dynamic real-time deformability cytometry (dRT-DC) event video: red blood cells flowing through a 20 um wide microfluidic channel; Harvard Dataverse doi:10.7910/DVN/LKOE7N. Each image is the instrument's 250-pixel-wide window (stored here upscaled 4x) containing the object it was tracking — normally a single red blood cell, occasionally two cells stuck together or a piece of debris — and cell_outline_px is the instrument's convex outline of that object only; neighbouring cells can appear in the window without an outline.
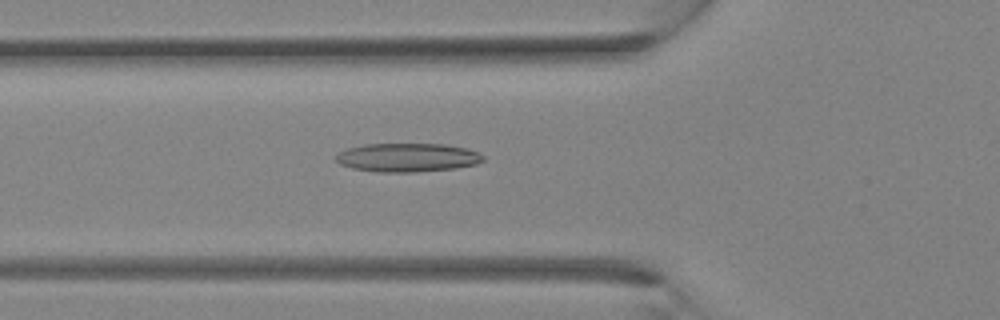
{"species": "Egyptian fruit bat (a non-hibernating species)", "species_latin": "Rousettus aegyptiacus", "temperature_condition": "room temperature", "stored_images_in_passage": 31, "camera_frame_rate_fps": 3000, "um_per_image_px": 0.085, "animal": {"sex": "female"}, "frame": {"image": 1, "passage_image": 9, "time_ms": 2.667, "image_size_px": [1000, 320], "cell_outline_px": [[484, 160], [476, 164], [456, 168], [416, 172], [380, 172], [352, 168], [340, 164], [336, 160], [336, 156], [340, 152], [348, 148], [364, 144], [444, 144], [468, 148], [484, 156]], "centroid_in_image_um": [34.65, 13.39], "position_along_channel_um": 91.1, "area_um2": 24.57}}
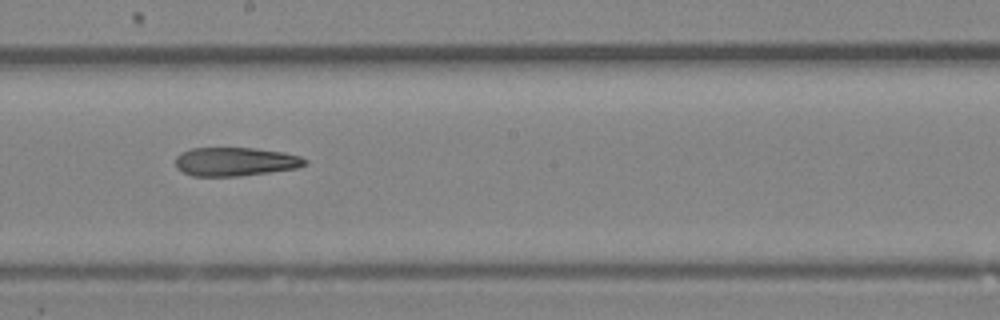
{"frame": {"image": 2, "passage_image": 16, "time_ms": 5.0, "image_size_px": [1000, 320], "cell_outline_px": [[308, 160], [300, 168], [240, 176], [192, 176], [176, 168], [176, 156], [180, 152], [192, 148], [256, 148], [284, 152], [300, 156]], "centroid_in_image_um": [20.01, 13.74], "position_along_channel_um": 228.2, "area_um2": 21.79}}
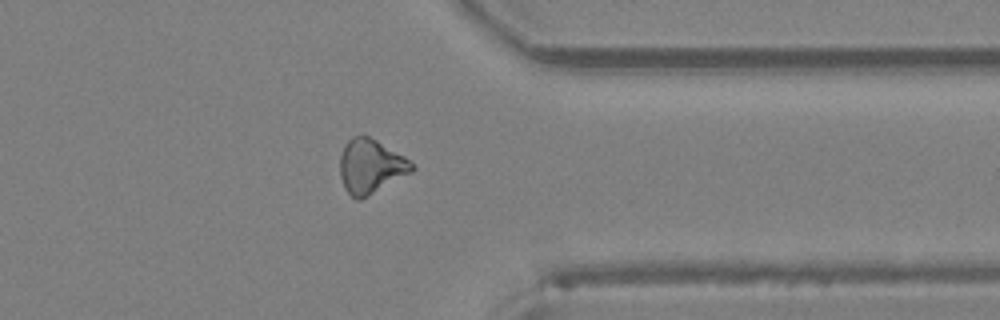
{"frame": {"image": 3, "passage_image": 24, "time_ms": 7.667, "image_size_px": [1000, 320], "cell_outline_px": [[416, 168], [412, 172], [368, 196], [360, 200], [356, 200], [344, 188], [340, 176], [340, 156], [344, 144], [352, 136], [364, 132], [404, 156]], "centroid_in_image_um": [31.48, 14.1], "position_along_channel_um": 379.9, "area_um2": 23.0}}